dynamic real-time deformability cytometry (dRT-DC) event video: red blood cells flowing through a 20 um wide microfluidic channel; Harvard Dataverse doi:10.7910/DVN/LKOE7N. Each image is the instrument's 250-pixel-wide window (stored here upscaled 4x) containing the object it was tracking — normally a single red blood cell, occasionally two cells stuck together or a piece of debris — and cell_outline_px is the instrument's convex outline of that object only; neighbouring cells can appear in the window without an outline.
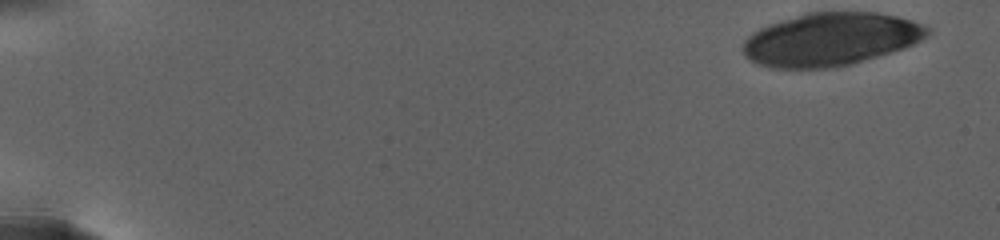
{"species": "human", "species_latin": "Homo sapiens", "temperature_condition": "warm", "stored_images_in_passage": 14, "camera_frame_rate_fps": 3000, "um_per_image_px": 0.085, "donor": {"sex": "female"}, "frame": {"image": 1, "passage_image": 1, "time_ms": 0.0, "image_size_px": [1000, 240], "cell_outline_px": [[932, 32], [928, 36], [904, 48], [852, 64], [836, 68], [772, 68], [760, 64], [744, 56], [744, 40], [752, 32], [768, 24], [808, 12], [876, 12], [896, 16], [912, 20], [932, 28]], "centroid_in_image_um": [70.63, 3.34], "position_along_channel_um": 14.4, "area_um2": 57.05}}
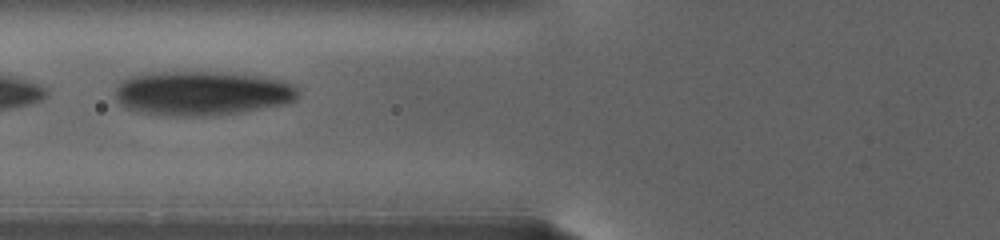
{"frame": {"image": 2, "passage_image": 13, "time_ms": 10.667, "image_size_px": [1000, 240], "cell_outline_px": [[300, 92], [296, 100], [284, 104], [236, 112], [204, 116], [172, 116], [140, 112], [124, 108], [116, 100], [116, 88], [120, 80], [128, 76], [148, 72], [220, 72], [264, 76], [280, 80], [292, 84]], "centroid_in_image_um": [17.12, 7.91], "position_along_channel_um": 108.7, "area_um2": 47.51}}